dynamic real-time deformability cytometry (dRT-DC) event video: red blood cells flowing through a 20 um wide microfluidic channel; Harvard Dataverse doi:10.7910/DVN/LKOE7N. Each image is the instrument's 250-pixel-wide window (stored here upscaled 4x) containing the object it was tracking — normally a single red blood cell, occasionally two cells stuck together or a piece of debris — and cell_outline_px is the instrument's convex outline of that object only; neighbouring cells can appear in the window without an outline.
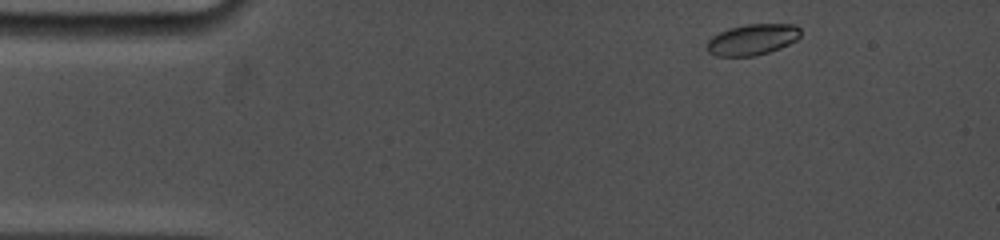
{"species": "common noctule bat (a hibernating species)", "species_latin": "Nyctalus noctula", "temperature_condition": "cold", "stored_images_in_passage": 5, "camera_frame_rate_fps": 5000, "um_per_image_px": 0.085, "animal": {"sex": "female", "body_mass_g": 19.0, "forearm_length_mm": 53.3}, "frame": {"image": 1, "passage_image": 1, "time_ms": 0.0, "image_size_px": [1000, 240], "cell_outline_px": [[800, 36], [796, 40], [780, 48], [756, 56], [716, 56], [708, 52], [708, 40], [712, 36], [728, 28], [748, 24], [796, 24], [800, 28]], "centroid_in_image_um": [63.96, 3.36], "position_along_channel_um": 21.0, "area_um2": 16.88}}
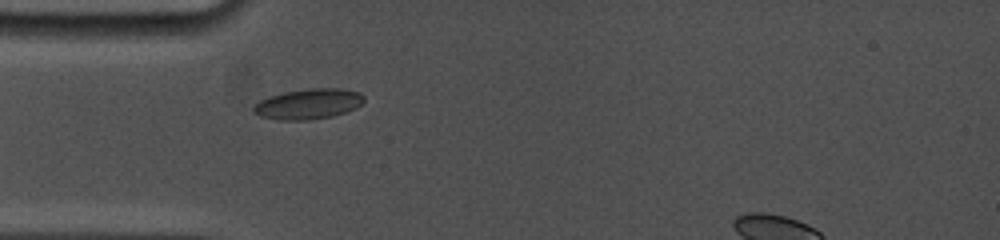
{"frame": {"image": 2, "passage_image": 5, "time_ms": 3.0, "image_size_px": [1000, 240], "cell_outline_px": [[364, 100], [356, 108], [332, 116], [308, 120], [280, 120], [260, 116], [252, 112], [252, 104], [268, 96], [284, 92], [308, 88], [340, 88], [360, 92], [364, 96]], "centroid_in_image_um": [26.17, 8.83], "position_along_channel_um": 58.8, "area_um2": 19.71}}